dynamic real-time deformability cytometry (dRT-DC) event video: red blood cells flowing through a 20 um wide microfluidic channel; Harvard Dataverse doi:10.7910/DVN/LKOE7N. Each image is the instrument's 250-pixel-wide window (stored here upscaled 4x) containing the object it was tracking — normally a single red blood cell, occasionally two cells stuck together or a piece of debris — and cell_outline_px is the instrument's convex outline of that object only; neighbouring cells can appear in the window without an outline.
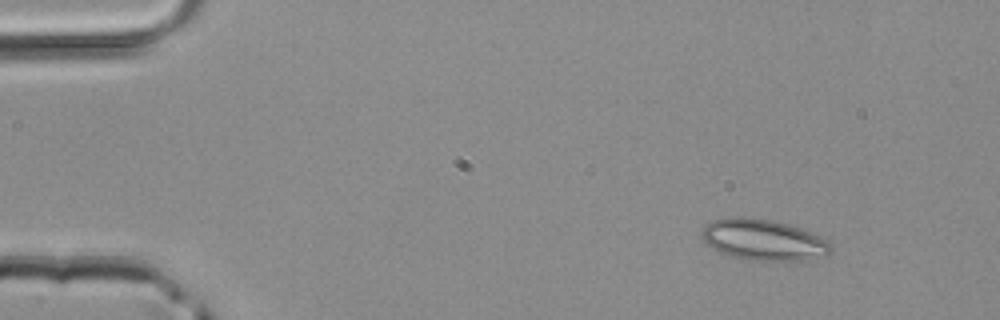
{"species": "common noctule bat (a hibernating species)", "species_latin": "Nyctalus noctula", "temperature_condition": "room temperature", "stored_images_in_passage": 4, "segment_of_instrument_passage": [1, 2], "camera_frame_rate_fps": 3000, "um_per_image_px": 0.085, "animal": {"sex": "male", "body_mass_g": 20.4}, "frame": {"image": 1, "passage_image": 1, "time_ms": 0.0, "image_size_px": [1000, 320], "cell_outline_px": [[832, 252], [828, 256], [808, 260], [748, 260], [732, 256], [720, 252], [704, 244], [704, 224], [712, 220], [728, 216], [744, 216], [772, 220], [788, 224], [800, 228], [820, 236], [828, 240], [832, 244]], "centroid_in_image_um": [64.92, 20.38], "position_along_channel_um": 20.1, "area_um2": 31.21}}